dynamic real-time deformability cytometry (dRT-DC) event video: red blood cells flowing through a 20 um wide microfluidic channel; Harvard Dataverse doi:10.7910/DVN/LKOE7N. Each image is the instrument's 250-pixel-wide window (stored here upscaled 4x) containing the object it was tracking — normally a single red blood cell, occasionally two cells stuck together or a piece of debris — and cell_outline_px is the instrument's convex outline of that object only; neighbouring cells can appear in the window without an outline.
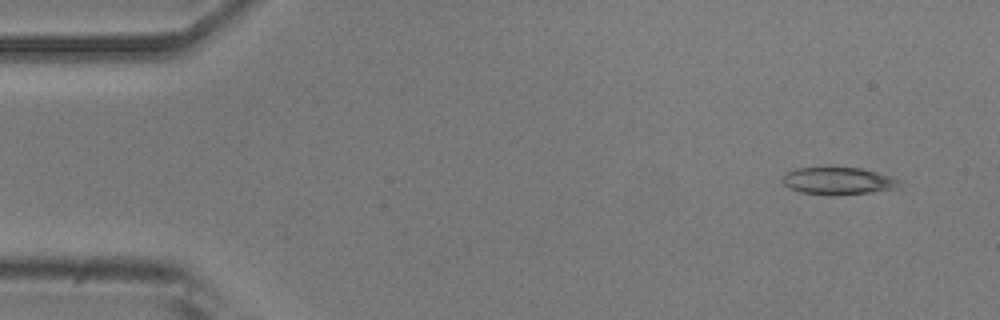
{"species": "common noctule bat (a hibernating species)", "species_latin": "Nyctalus noctula", "temperature_condition": "room temperature", "stored_images_in_passage": 4, "camera_frame_rate_fps": 3000, "um_per_image_px": 0.085, "animal": {"sex": "male", "body_mass_g": 20.5, "forearm_length_mm": 52.5}, "frame": {"image": 1, "passage_image": 1, "time_ms": 0.0, "image_size_px": [1000, 320], "cell_outline_px": [[900, 188], [868, 192], [832, 196], [800, 192], [788, 188], [784, 184], [784, 172], [796, 168], [860, 168], [876, 172], [900, 180]], "centroid_in_image_um": [71.22, 15.39], "position_along_channel_um": 13.8, "area_um2": 18.5}}
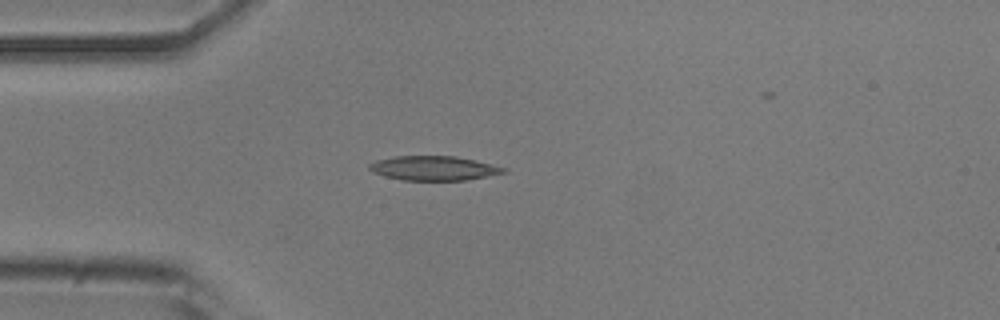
{"frame": {"image": 2, "passage_image": 4, "time_ms": 1.0, "image_size_px": [1000, 320], "cell_outline_px": [[508, 172], [464, 180], [404, 180], [384, 176], [372, 172], [368, 168], [368, 164], [376, 160], [392, 156], [456, 156], [476, 160], [508, 168]], "centroid_in_image_um": [36.86, 14.29], "position_along_channel_um": 48.1, "area_um2": 19.19}}